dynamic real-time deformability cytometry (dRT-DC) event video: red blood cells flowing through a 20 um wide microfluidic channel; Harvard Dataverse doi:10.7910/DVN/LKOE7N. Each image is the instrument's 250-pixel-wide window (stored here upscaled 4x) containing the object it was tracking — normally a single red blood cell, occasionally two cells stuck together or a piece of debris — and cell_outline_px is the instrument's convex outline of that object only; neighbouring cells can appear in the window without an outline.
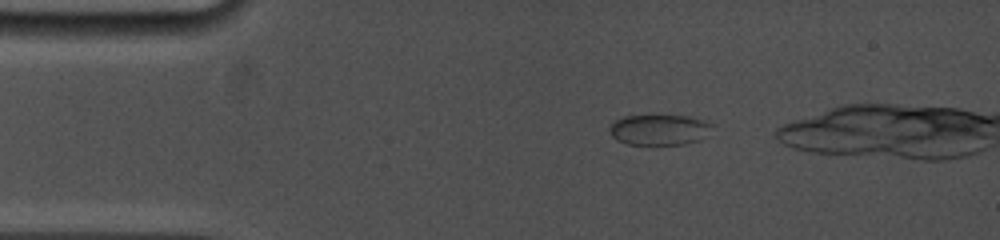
{"species": "common noctule bat (a hibernating species)", "species_latin": "Nyctalus noctula", "temperature_condition": "cold", "stored_images_in_passage": 15, "segment_of_instrument_passage": [1, 2], "camera_frame_rate_fps": 5000, "um_per_image_px": 0.085, "animal": {"sex": "female", "body_mass_g": 19.0, "forearm_length_mm": 53.3}, "frame": {"image": 1, "passage_image": 2, "time_ms": 0.8, "image_size_px": [1000, 240], "cell_outline_px": [[712, 124], [700, 140], [684, 144], [628, 144], [616, 140], [612, 136], [608, 128], [616, 120], [624, 116], [688, 116], [708, 120]], "centroid_in_image_um": [56.01, 11.02], "position_along_channel_um": 29.0, "area_um2": 18.03}}
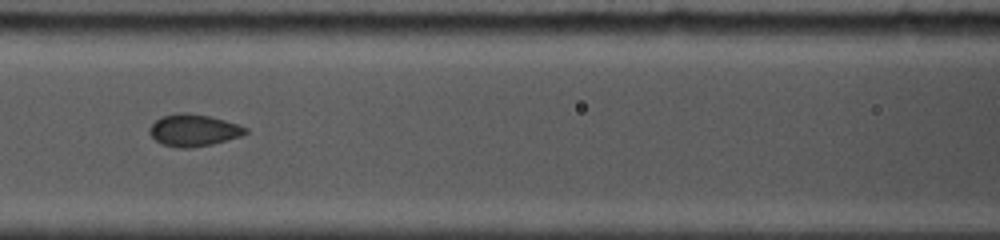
{"frame": {"image": 2, "passage_image": 11, "time_ms": 5.2, "image_size_px": [1000, 240], "cell_outline_px": [[248, 132], [240, 136], [212, 144], [192, 148], [176, 148], [164, 144], [156, 140], [148, 132], [148, 128], [160, 116], [176, 112], [188, 112], [208, 116], [224, 120], [248, 128]], "centroid_in_image_um": [16.42, 11.06], "position_along_channel_um": 150.2, "area_um2": 17.92}}
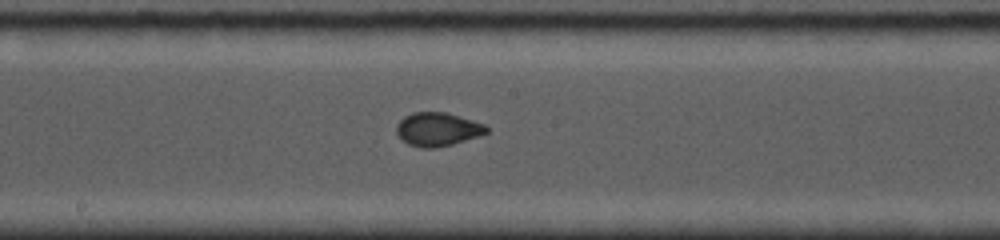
{"frame": {"image": 3, "passage_image": 14, "time_ms": 6.8, "image_size_px": [1000, 240], "cell_outline_px": [[488, 132], [452, 144], [436, 148], [420, 148], [408, 144], [396, 132], [396, 124], [404, 116], [412, 112], [444, 112], [472, 120], [484, 124], [488, 128]], "centroid_in_image_um": [37.16, 10.98], "position_along_channel_um": 211.0, "area_um2": 17.4}}